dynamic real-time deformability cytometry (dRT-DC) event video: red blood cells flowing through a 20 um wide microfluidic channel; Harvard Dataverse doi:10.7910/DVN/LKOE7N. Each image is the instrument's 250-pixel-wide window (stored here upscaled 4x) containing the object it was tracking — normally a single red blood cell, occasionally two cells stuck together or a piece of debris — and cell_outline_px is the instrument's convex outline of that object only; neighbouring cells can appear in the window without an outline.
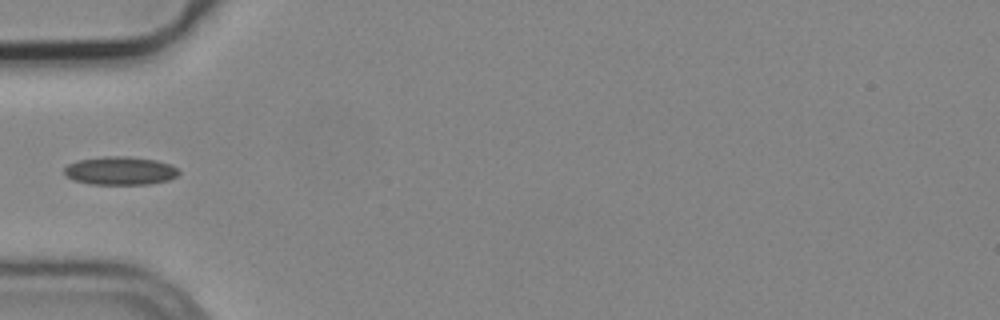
{"species": "common noctule bat (a hibernating species)", "species_latin": "Nyctalus noctula", "temperature_condition": "cold", "stored_images_in_passage": 5, "camera_frame_rate_fps": 3000, "um_per_image_px": 0.085, "animal": {"sex": "male", "body_mass_g": 19.2, "forearm_length_mm": 51.8}, "frame": {"image": 1, "passage_image": 4, "time_ms": 1.0, "image_size_px": [1000, 320], "cell_outline_px": [[180, 172], [176, 176], [168, 180], [148, 184], [92, 184], [72, 180], [64, 172], [64, 168], [68, 164], [80, 160], [104, 156], [128, 156], [156, 160], [168, 164], [176, 168]], "centroid_in_image_um": [10.2, 14.51], "position_along_channel_um": 74.8, "area_um2": 18.73}}
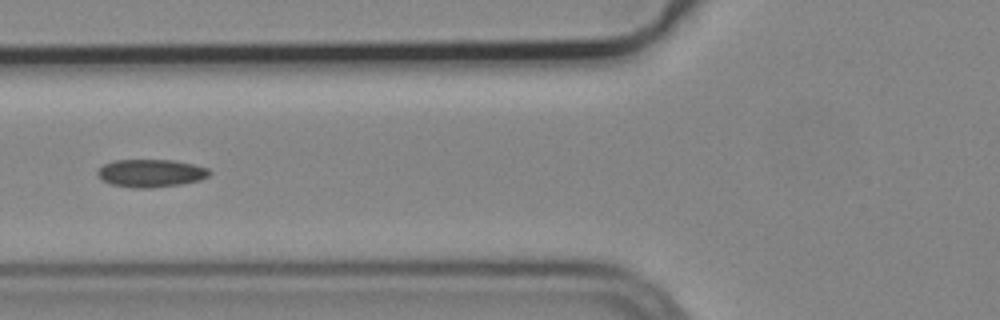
{"frame": {"image": 2, "passage_image": 5, "time_ms": 1.333, "image_size_px": [1000, 320], "cell_outline_px": [[212, 172], [208, 176], [200, 180], [180, 184], [148, 188], [132, 188], [112, 184], [104, 180], [96, 172], [104, 164], [112, 160], [172, 160], [192, 164], [208, 168]], "centroid_in_image_um": [12.83, 14.71], "position_along_channel_um": 113.0, "area_um2": 17.98}}